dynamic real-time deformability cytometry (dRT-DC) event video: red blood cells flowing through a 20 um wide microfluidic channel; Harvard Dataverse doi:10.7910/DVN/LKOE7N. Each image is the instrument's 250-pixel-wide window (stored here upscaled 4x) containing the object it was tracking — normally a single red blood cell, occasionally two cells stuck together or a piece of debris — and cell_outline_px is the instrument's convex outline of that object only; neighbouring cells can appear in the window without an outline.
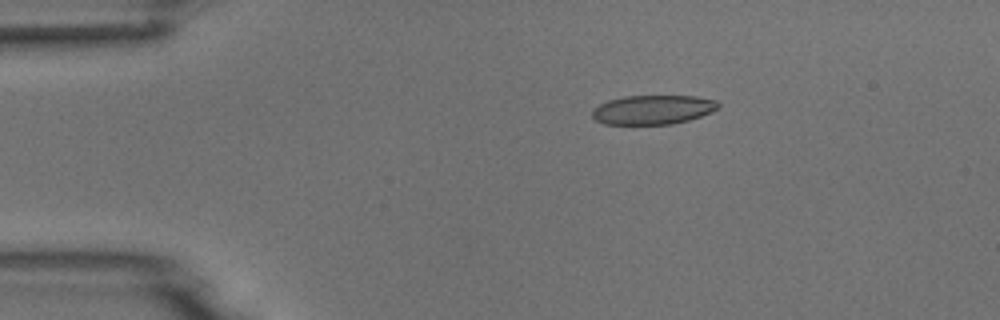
{"species": "common noctule bat (a hibernating species)", "species_latin": "Nyctalus noctula", "temperature_condition": "room temperature", "stored_images_in_passage": 9, "camera_frame_rate_fps": 3000, "um_per_image_px": 0.085, "animal": {"sex": "male", "body_mass_g": 18.8}, "frame": {"image": 1, "passage_image": 2, "time_ms": 1.0, "image_size_px": [1000, 320], "cell_outline_px": [[720, 108], [712, 112], [688, 120], [672, 124], [604, 124], [596, 120], [592, 116], [592, 108], [608, 100], [624, 96], [696, 96], [716, 100], [720, 104]], "centroid_in_image_um": [55.51, 9.32], "position_along_channel_um": 29.5, "area_um2": 21.56}}
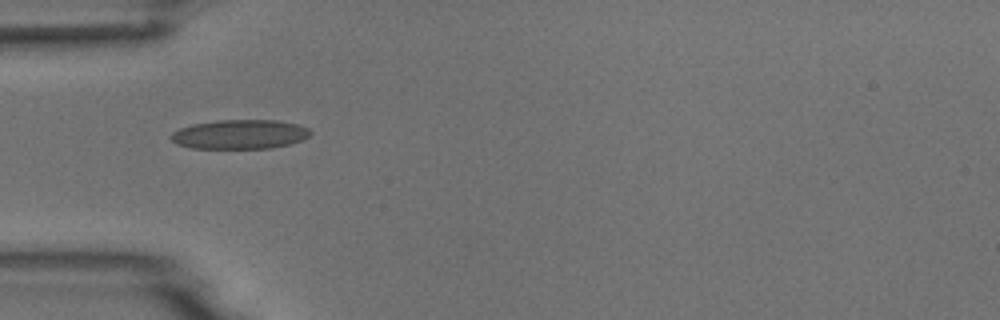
{"frame": {"image": 2, "passage_image": 4, "time_ms": 3.333, "image_size_px": [1000, 320], "cell_outline_px": [[312, 132], [308, 136], [300, 140], [288, 144], [272, 148], [188, 148], [176, 144], [168, 136], [172, 132], [180, 128], [192, 124], [216, 120], [276, 120], [296, 124], [308, 128]], "centroid_in_image_um": [20.33, 11.41], "position_along_channel_um": 64.7, "area_um2": 23.81}}
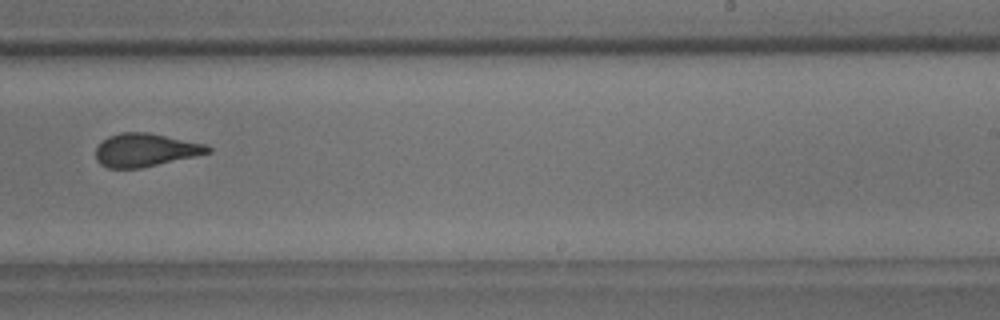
{"frame": {"image": 3, "passage_image": 9, "time_ms": 9.0, "image_size_px": [1000, 320], "cell_outline_px": [[212, 152], [196, 156], [140, 168], [108, 168], [100, 164], [96, 160], [96, 148], [108, 136], [120, 132], [148, 132], [208, 144], [212, 148]], "centroid_in_image_um": [12.39, 12.74], "position_along_channel_um": 276.6, "area_um2": 21.79}}